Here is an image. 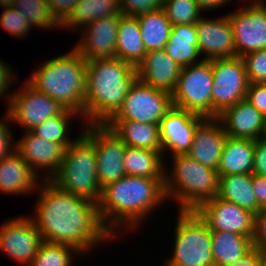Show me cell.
<instances>
[{
	"mask_svg": "<svg viewBox=\"0 0 266 266\" xmlns=\"http://www.w3.org/2000/svg\"><path fill=\"white\" fill-rule=\"evenodd\" d=\"M195 26L204 60L235 57L233 27L227 14L212 19L201 17Z\"/></svg>",
	"mask_w": 266,
	"mask_h": 266,
	"instance_id": "cell-19",
	"label": "cell"
},
{
	"mask_svg": "<svg viewBox=\"0 0 266 266\" xmlns=\"http://www.w3.org/2000/svg\"><path fill=\"white\" fill-rule=\"evenodd\" d=\"M260 266H266V248L259 250Z\"/></svg>",
	"mask_w": 266,
	"mask_h": 266,
	"instance_id": "cell-49",
	"label": "cell"
},
{
	"mask_svg": "<svg viewBox=\"0 0 266 266\" xmlns=\"http://www.w3.org/2000/svg\"><path fill=\"white\" fill-rule=\"evenodd\" d=\"M79 0H47L51 12L61 24L73 11Z\"/></svg>",
	"mask_w": 266,
	"mask_h": 266,
	"instance_id": "cell-44",
	"label": "cell"
},
{
	"mask_svg": "<svg viewBox=\"0 0 266 266\" xmlns=\"http://www.w3.org/2000/svg\"><path fill=\"white\" fill-rule=\"evenodd\" d=\"M161 9L163 0H119V11L126 16H137Z\"/></svg>",
	"mask_w": 266,
	"mask_h": 266,
	"instance_id": "cell-39",
	"label": "cell"
},
{
	"mask_svg": "<svg viewBox=\"0 0 266 266\" xmlns=\"http://www.w3.org/2000/svg\"><path fill=\"white\" fill-rule=\"evenodd\" d=\"M163 10L172 25L195 24L204 13L195 0H163Z\"/></svg>",
	"mask_w": 266,
	"mask_h": 266,
	"instance_id": "cell-36",
	"label": "cell"
},
{
	"mask_svg": "<svg viewBox=\"0 0 266 266\" xmlns=\"http://www.w3.org/2000/svg\"><path fill=\"white\" fill-rule=\"evenodd\" d=\"M12 91L6 110L13 125L31 131L50 117L61 114L66 108L50 96L37 91L26 80L22 87ZM17 91V92H16Z\"/></svg>",
	"mask_w": 266,
	"mask_h": 266,
	"instance_id": "cell-11",
	"label": "cell"
},
{
	"mask_svg": "<svg viewBox=\"0 0 266 266\" xmlns=\"http://www.w3.org/2000/svg\"><path fill=\"white\" fill-rule=\"evenodd\" d=\"M41 181L16 150L0 160V193L19 196L34 194Z\"/></svg>",
	"mask_w": 266,
	"mask_h": 266,
	"instance_id": "cell-23",
	"label": "cell"
},
{
	"mask_svg": "<svg viewBox=\"0 0 266 266\" xmlns=\"http://www.w3.org/2000/svg\"><path fill=\"white\" fill-rule=\"evenodd\" d=\"M20 138L16 142L15 150L42 180H50L61 166L65 148L61 144L38 137L31 131H24ZM39 169L45 173L44 176Z\"/></svg>",
	"mask_w": 266,
	"mask_h": 266,
	"instance_id": "cell-17",
	"label": "cell"
},
{
	"mask_svg": "<svg viewBox=\"0 0 266 266\" xmlns=\"http://www.w3.org/2000/svg\"><path fill=\"white\" fill-rule=\"evenodd\" d=\"M170 158L172 171L167 166L164 171L165 193L167 201L175 199L178 210H195L218 196L217 170L200 164L187 154Z\"/></svg>",
	"mask_w": 266,
	"mask_h": 266,
	"instance_id": "cell-5",
	"label": "cell"
},
{
	"mask_svg": "<svg viewBox=\"0 0 266 266\" xmlns=\"http://www.w3.org/2000/svg\"><path fill=\"white\" fill-rule=\"evenodd\" d=\"M242 1H243V0H242ZM245 1H246V2H247V1H248V2H256V1H266V0H244V2H245Z\"/></svg>",
	"mask_w": 266,
	"mask_h": 266,
	"instance_id": "cell-52",
	"label": "cell"
},
{
	"mask_svg": "<svg viewBox=\"0 0 266 266\" xmlns=\"http://www.w3.org/2000/svg\"><path fill=\"white\" fill-rule=\"evenodd\" d=\"M4 9L0 14V28L6 31L10 36L26 39L31 32L32 27L28 23V19L18 12L13 6L2 7Z\"/></svg>",
	"mask_w": 266,
	"mask_h": 266,
	"instance_id": "cell-37",
	"label": "cell"
},
{
	"mask_svg": "<svg viewBox=\"0 0 266 266\" xmlns=\"http://www.w3.org/2000/svg\"><path fill=\"white\" fill-rule=\"evenodd\" d=\"M262 210L266 211V204L262 207Z\"/></svg>",
	"mask_w": 266,
	"mask_h": 266,
	"instance_id": "cell-53",
	"label": "cell"
},
{
	"mask_svg": "<svg viewBox=\"0 0 266 266\" xmlns=\"http://www.w3.org/2000/svg\"><path fill=\"white\" fill-rule=\"evenodd\" d=\"M166 200L164 178L125 175L102 188L97 206L102 223L117 238L124 228L139 230L156 208L168 203Z\"/></svg>",
	"mask_w": 266,
	"mask_h": 266,
	"instance_id": "cell-2",
	"label": "cell"
},
{
	"mask_svg": "<svg viewBox=\"0 0 266 266\" xmlns=\"http://www.w3.org/2000/svg\"><path fill=\"white\" fill-rule=\"evenodd\" d=\"M211 231H225L252 239L255 214L237 204L214 197L194 210Z\"/></svg>",
	"mask_w": 266,
	"mask_h": 266,
	"instance_id": "cell-15",
	"label": "cell"
},
{
	"mask_svg": "<svg viewBox=\"0 0 266 266\" xmlns=\"http://www.w3.org/2000/svg\"><path fill=\"white\" fill-rule=\"evenodd\" d=\"M120 15L96 19L83 27L82 38L73 47L86 61L116 57Z\"/></svg>",
	"mask_w": 266,
	"mask_h": 266,
	"instance_id": "cell-18",
	"label": "cell"
},
{
	"mask_svg": "<svg viewBox=\"0 0 266 266\" xmlns=\"http://www.w3.org/2000/svg\"><path fill=\"white\" fill-rule=\"evenodd\" d=\"M136 70L137 79L144 84L172 95L182 68L161 49L147 52Z\"/></svg>",
	"mask_w": 266,
	"mask_h": 266,
	"instance_id": "cell-21",
	"label": "cell"
},
{
	"mask_svg": "<svg viewBox=\"0 0 266 266\" xmlns=\"http://www.w3.org/2000/svg\"><path fill=\"white\" fill-rule=\"evenodd\" d=\"M227 139V134L218 118H205L196 128L193 142L187 155L200 164L217 170Z\"/></svg>",
	"mask_w": 266,
	"mask_h": 266,
	"instance_id": "cell-20",
	"label": "cell"
},
{
	"mask_svg": "<svg viewBox=\"0 0 266 266\" xmlns=\"http://www.w3.org/2000/svg\"><path fill=\"white\" fill-rule=\"evenodd\" d=\"M212 87V60L184 67L172 94L173 106L212 118Z\"/></svg>",
	"mask_w": 266,
	"mask_h": 266,
	"instance_id": "cell-8",
	"label": "cell"
},
{
	"mask_svg": "<svg viewBox=\"0 0 266 266\" xmlns=\"http://www.w3.org/2000/svg\"><path fill=\"white\" fill-rule=\"evenodd\" d=\"M246 100L266 115V83H249Z\"/></svg>",
	"mask_w": 266,
	"mask_h": 266,
	"instance_id": "cell-42",
	"label": "cell"
},
{
	"mask_svg": "<svg viewBox=\"0 0 266 266\" xmlns=\"http://www.w3.org/2000/svg\"><path fill=\"white\" fill-rule=\"evenodd\" d=\"M255 140L227 136L224 143L218 176L253 174Z\"/></svg>",
	"mask_w": 266,
	"mask_h": 266,
	"instance_id": "cell-24",
	"label": "cell"
},
{
	"mask_svg": "<svg viewBox=\"0 0 266 266\" xmlns=\"http://www.w3.org/2000/svg\"><path fill=\"white\" fill-rule=\"evenodd\" d=\"M9 65L10 64H7L6 62L2 61V59L0 58V99L4 100L3 97L7 98L6 99L7 100L6 101L7 102L6 107H7L8 102L10 101V99L12 97V94H13L9 91V89L11 88V86H13L15 80H16V82L18 80L17 73H16L17 71L12 69V68H14V67H11L12 65H10V66Z\"/></svg>",
	"mask_w": 266,
	"mask_h": 266,
	"instance_id": "cell-41",
	"label": "cell"
},
{
	"mask_svg": "<svg viewBox=\"0 0 266 266\" xmlns=\"http://www.w3.org/2000/svg\"><path fill=\"white\" fill-rule=\"evenodd\" d=\"M119 0H79L71 14L61 23V29L77 32L96 19L120 15ZM79 27V28H78Z\"/></svg>",
	"mask_w": 266,
	"mask_h": 266,
	"instance_id": "cell-29",
	"label": "cell"
},
{
	"mask_svg": "<svg viewBox=\"0 0 266 266\" xmlns=\"http://www.w3.org/2000/svg\"><path fill=\"white\" fill-rule=\"evenodd\" d=\"M142 41L146 51L165 49L172 23L163 9L137 15Z\"/></svg>",
	"mask_w": 266,
	"mask_h": 266,
	"instance_id": "cell-32",
	"label": "cell"
},
{
	"mask_svg": "<svg viewBox=\"0 0 266 266\" xmlns=\"http://www.w3.org/2000/svg\"><path fill=\"white\" fill-rule=\"evenodd\" d=\"M86 60L74 49L46 59L26 81L63 107L83 117L86 91Z\"/></svg>",
	"mask_w": 266,
	"mask_h": 266,
	"instance_id": "cell-4",
	"label": "cell"
},
{
	"mask_svg": "<svg viewBox=\"0 0 266 266\" xmlns=\"http://www.w3.org/2000/svg\"><path fill=\"white\" fill-rule=\"evenodd\" d=\"M79 256L84 255L72 246L43 242L29 266H73Z\"/></svg>",
	"mask_w": 266,
	"mask_h": 266,
	"instance_id": "cell-35",
	"label": "cell"
},
{
	"mask_svg": "<svg viewBox=\"0 0 266 266\" xmlns=\"http://www.w3.org/2000/svg\"><path fill=\"white\" fill-rule=\"evenodd\" d=\"M50 180L66 192L99 201L102 189L95 145L83 132L65 149L61 166Z\"/></svg>",
	"mask_w": 266,
	"mask_h": 266,
	"instance_id": "cell-6",
	"label": "cell"
},
{
	"mask_svg": "<svg viewBox=\"0 0 266 266\" xmlns=\"http://www.w3.org/2000/svg\"><path fill=\"white\" fill-rule=\"evenodd\" d=\"M205 118L188 110L172 107L160 120L159 132L164 160L189 152L197 126ZM168 152V156L167 153ZM166 156V157H165Z\"/></svg>",
	"mask_w": 266,
	"mask_h": 266,
	"instance_id": "cell-16",
	"label": "cell"
},
{
	"mask_svg": "<svg viewBox=\"0 0 266 266\" xmlns=\"http://www.w3.org/2000/svg\"><path fill=\"white\" fill-rule=\"evenodd\" d=\"M253 191L257 203L263 207L266 204V176L253 174Z\"/></svg>",
	"mask_w": 266,
	"mask_h": 266,
	"instance_id": "cell-46",
	"label": "cell"
},
{
	"mask_svg": "<svg viewBox=\"0 0 266 266\" xmlns=\"http://www.w3.org/2000/svg\"><path fill=\"white\" fill-rule=\"evenodd\" d=\"M169 266H215L211 230L194 210H178Z\"/></svg>",
	"mask_w": 266,
	"mask_h": 266,
	"instance_id": "cell-7",
	"label": "cell"
},
{
	"mask_svg": "<svg viewBox=\"0 0 266 266\" xmlns=\"http://www.w3.org/2000/svg\"><path fill=\"white\" fill-rule=\"evenodd\" d=\"M36 191L35 212L28 217L44 242L69 245L86 256L96 245L114 240L95 201L66 192L51 180L43 179Z\"/></svg>",
	"mask_w": 266,
	"mask_h": 266,
	"instance_id": "cell-1",
	"label": "cell"
},
{
	"mask_svg": "<svg viewBox=\"0 0 266 266\" xmlns=\"http://www.w3.org/2000/svg\"><path fill=\"white\" fill-rule=\"evenodd\" d=\"M229 137L257 140L263 137L264 116L246 99L217 117Z\"/></svg>",
	"mask_w": 266,
	"mask_h": 266,
	"instance_id": "cell-22",
	"label": "cell"
},
{
	"mask_svg": "<svg viewBox=\"0 0 266 266\" xmlns=\"http://www.w3.org/2000/svg\"><path fill=\"white\" fill-rule=\"evenodd\" d=\"M147 53L142 41L137 16L120 14L116 42V58L136 67L143 61Z\"/></svg>",
	"mask_w": 266,
	"mask_h": 266,
	"instance_id": "cell-27",
	"label": "cell"
},
{
	"mask_svg": "<svg viewBox=\"0 0 266 266\" xmlns=\"http://www.w3.org/2000/svg\"><path fill=\"white\" fill-rule=\"evenodd\" d=\"M16 0H0L1 7H11Z\"/></svg>",
	"mask_w": 266,
	"mask_h": 266,
	"instance_id": "cell-50",
	"label": "cell"
},
{
	"mask_svg": "<svg viewBox=\"0 0 266 266\" xmlns=\"http://www.w3.org/2000/svg\"><path fill=\"white\" fill-rule=\"evenodd\" d=\"M165 51L181 68L203 61L195 24L172 25Z\"/></svg>",
	"mask_w": 266,
	"mask_h": 266,
	"instance_id": "cell-25",
	"label": "cell"
},
{
	"mask_svg": "<svg viewBox=\"0 0 266 266\" xmlns=\"http://www.w3.org/2000/svg\"><path fill=\"white\" fill-rule=\"evenodd\" d=\"M253 174L266 176V138L255 140Z\"/></svg>",
	"mask_w": 266,
	"mask_h": 266,
	"instance_id": "cell-45",
	"label": "cell"
},
{
	"mask_svg": "<svg viewBox=\"0 0 266 266\" xmlns=\"http://www.w3.org/2000/svg\"><path fill=\"white\" fill-rule=\"evenodd\" d=\"M212 253L215 266L232 264L254 247L252 239L225 231H211Z\"/></svg>",
	"mask_w": 266,
	"mask_h": 266,
	"instance_id": "cell-30",
	"label": "cell"
},
{
	"mask_svg": "<svg viewBox=\"0 0 266 266\" xmlns=\"http://www.w3.org/2000/svg\"><path fill=\"white\" fill-rule=\"evenodd\" d=\"M75 117L82 116L72 110L65 109L61 114L53 116L37 125L31 130L33 134L38 137L44 138L47 141H53L58 144H61L65 149L70 146L81 134L76 136V138L71 139L70 134V125L72 124Z\"/></svg>",
	"mask_w": 266,
	"mask_h": 266,
	"instance_id": "cell-33",
	"label": "cell"
},
{
	"mask_svg": "<svg viewBox=\"0 0 266 266\" xmlns=\"http://www.w3.org/2000/svg\"><path fill=\"white\" fill-rule=\"evenodd\" d=\"M212 118L226 108L246 99L249 86L247 72L241 57L212 60Z\"/></svg>",
	"mask_w": 266,
	"mask_h": 266,
	"instance_id": "cell-10",
	"label": "cell"
},
{
	"mask_svg": "<svg viewBox=\"0 0 266 266\" xmlns=\"http://www.w3.org/2000/svg\"><path fill=\"white\" fill-rule=\"evenodd\" d=\"M105 125L126 146L162 151L159 125L137 121H108Z\"/></svg>",
	"mask_w": 266,
	"mask_h": 266,
	"instance_id": "cell-26",
	"label": "cell"
},
{
	"mask_svg": "<svg viewBox=\"0 0 266 266\" xmlns=\"http://www.w3.org/2000/svg\"><path fill=\"white\" fill-rule=\"evenodd\" d=\"M196 3L199 5L201 10L204 12L209 10H216L220 9L219 7H225L227 4L231 3L232 0H195ZM236 1V0H234Z\"/></svg>",
	"mask_w": 266,
	"mask_h": 266,
	"instance_id": "cell-48",
	"label": "cell"
},
{
	"mask_svg": "<svg viewBox=\"0 0 266 266\" xmlns=\"http://www.w3.org/2000/svg\"><path fill=\"white\" fill-rule=\"evenodd\" d=\"M218 197L257 214L262 207L253 191V174L219 176Z\"/></svg>",
	"mask_w": 266,
	"mask_h": 266,
	"instance_id": "cell-28",
	"label": "cell"
},
{
	"mask_svg": "<svg viewBox=\"0 0 266 266\" xmlns=\"http://www.w3.org/2000/svg\"><path fill=\"white\" fill-rule=\"evenodd\" d=\"M82 132L94 143L97 178L101 189L126 175L124 154L126 145L106 125H86Z\"/></svg>",
	"mask_w": 266,
	"mask_h": 266,
	"instance_id": "cell-12",
	"label": "cell"
},
{
	"mask_svg": "<svg viewBox=\"0 0 266 266\" xmlns=\"http://www.w3.org/2000/svg\"><path fill=\"white\" fill-rule=\"evenodd\" d=\"M245 4L226 13L233 27L235 57L266 49V1Z\"/></svg>",
	"mask_w": 266,
	"mask_h": 266,
	"instance_id": "cell-13",
	"label": "cell"
},
{
	"mask_svg": "<svg viewBox=\"0 0 266 266\" xmlns=\"http://www.w3.org/2000/svg\"><path fill=\"white\" fill-rule=\"evenodd\" d=\"M253 247L258 250L266 248V211L262 210L255 215Z\"/></svg>",
	"mask_w": 266,
	"mask_h": 266,
	"instance_id": "cell-43",
	"label": "cell"
},
{
	"mask_svg": "<svg viewBox=\"0 0 266 266\" xmlns=\"http://www.w3.org/2000/svg\"><path fill=\"white\" fill-rule=\"evenodd\" d=\"M10 117L8 112L0 117V160L7 157L15 150L16 140L13 137V130L11 129L12 123H10Z\"/></svg>",
	"mask_w": 266,
	"mask_h": 266,
	"instance_id": "cell-40",
	"label": "cell"
},
{
	"mask_svg": "<svg viewBox=\"0 0 266 266\" xmlns=\"http://www.w3.org/2000/svg\"><path fill=\"white\" fill-rule=\"evenodd\" d=\"M241 59L249 83H266V49L247 53Z\"/></svg>",
	"mask_w": 266,
	"mask_h": 266,
	"instance_id": "cell-38",
	"label": "cell"
},
{
	"mask_svg": "<svg viewBox=\"0 0 266 266\" xmlns=\"http://www.w3.org/2000/svg\"><path fill=\"white\" fill-rule=\"evenodd\" d=\"M224 266H260V254L257 248H253L248 254L232 264Z\"/></svg>",
	"mask_w": 266,
	"mask_h": 266,
	"instance_id": "cell-47",
	"label": "cell"
},
{
	"mask_svg": "<svg viewBox=\"0 0 266 266\" xmlns=\"http://www.w3.org/2000/svg\"><path fill=\"white\" fill-rule=\"evenodd\" d=\"M165 163L162 151L126 146L124 169L128 176L164 178Z\"/></svg>",
	"mask_w": 266,
	"mask_h": 266,
	"instance_id": "cell-31",
	"label": "cell"
},
{
	"mask_svg": "<svg viewBox=\"0 0 266 266\" xmlns=\"http://www.w3.org/2000/svg\"><path fill=\"white\" fill-rule=\"evenodd\" d=\"M86 66L83 124L105 125L121 108L137 70L116 57L86 61Z\"/></svg>",
	"mask_w": 266,
	"mask_h": 266,
	"instance_id": "cell-3",
	"label": "cell"
},
{
	"mask_svg": "<svg viewBox=\"0 0 266 266\" xmlns=\"http://www.w3.org/2000/svg\"><path fill=\"white\" fill-rule=\"evenodd\" d=\"M13 7L28 19L31 27L43 31L54 28L61 30V24L53 16L47 0H16Z\"/></svg>",
	"mask_w": 266,
	"mask_h": 266,
	"instance_id": "cell-34",
	"label": "cell"
},
{
	"mask_svg": "<svg viewBox=\"0 0 266 266\" xmlns=\"http://www.w3.org/2000/svg\"><path fill=\"white\" fill-rule=\"evenodd\" d=\"M172 107L171 94L136 79L121 108L109 121H137L160 125V120Z\"/></svg>",
	"mask_w": 266,
	"mask_h": 266,
	"instance_id": "cell-9",
	"label": "cell"
},
{
	"mask_svg": "<svg viewBox=\"0 0 266 266\" xmlns=\"http://www.w3.org/2000/svg\"><path fill=\"white\" fill-rule=\"evenodd\" d=\"M263 138H266V115L264 116Z\"/></svg>",
	"mask_w": 266,
	"mask_h": 266,
	"instance_id": "cell-51",
	"label": "cell"
},
{
	"mask_svg": "<svg viewBox=\"0 0 266 266\" xmlns=\"http://www.w3.org/2000/svg\"><path fill=\"white\" fill-rule=\"evenodd\" d=\"M43 242L28 215L8 219L0 225V252L23 266L30 265Z\"/></svg>",
	"mask_w": 266,
	"mask_h": 266,
	"instance_id": "cell-14",
	"label": "cell"
}]
</instances>
